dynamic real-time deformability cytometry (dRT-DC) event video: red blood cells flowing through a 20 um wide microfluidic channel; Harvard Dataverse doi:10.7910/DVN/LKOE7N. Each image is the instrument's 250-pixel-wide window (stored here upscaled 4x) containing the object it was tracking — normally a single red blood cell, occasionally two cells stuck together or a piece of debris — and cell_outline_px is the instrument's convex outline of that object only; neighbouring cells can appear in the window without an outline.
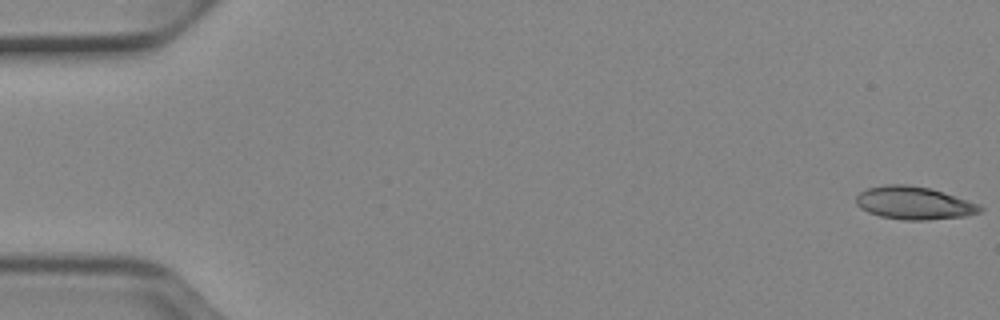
{"species": "Egyptian fruit bat (a non-hibernating species)", "species_latin": "Rousettus aegyptiacus", "temperature_condition": "cold", "stored_images_in_passage": 52, "camera_frame_rate_fps": 3000, "um_per_image_px": 0.085, "animal": {"sex": "female"}, "frame": {"image": 1, "passage_image": 1, "time_ms": 0.0, "image_size_px": [1000, 320], "cell_outline_px": [[984, 208], [980, 212], [964, 216], [924, 220], [904, 220], [880, 216], [868, 212], [860, 208], [856, 204], [856, 196], [860, 192], [868, 188], [884, 184], [908, 184], [932, 188], [980, 204]], "centroid_in_image_um": [77.69, 17.24], "position_along_channel_um": 7.3, "area_um2": 23.87}}
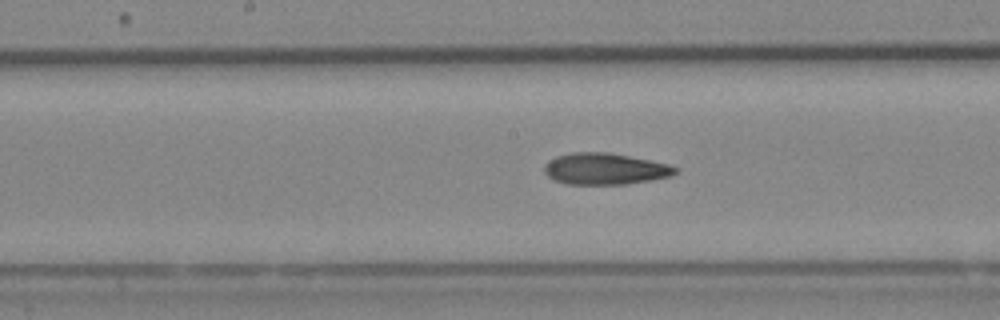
{"frame": {"image": 2, "passage_image": 27, "time_ms": 8.667, "image_size_px": [1000, 320], "cell_outline_px": [[680, 168], [672, 176], [652, 180], [628, 184], [568, 184], [556, 180], [548, 176], [544, 172], [544, 164], [548, 160], [556, 156], [572, 152], [608, 152], [668, 164]], "centroid_in_image_um": [51.42, 14.35], "position_along_channel_um": 196.8, "area_um2": 24.04}}
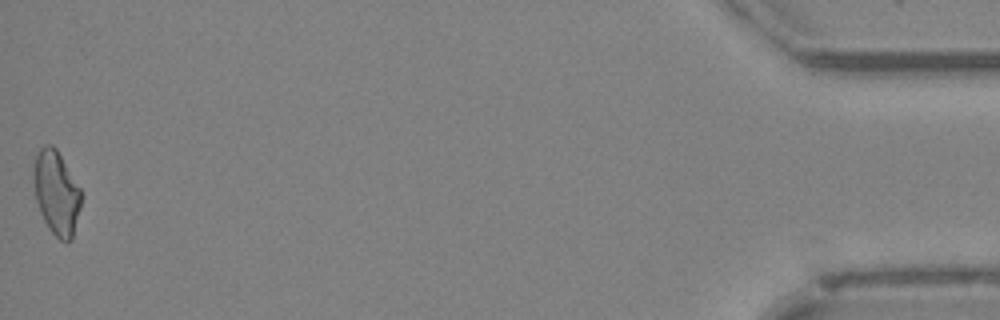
{"frame": {"image": 3, "passage_image": 52, "time_ms": 17.0, "image_size_px": [1000, 320], "cell_outline_px": [[80, 208], [72, 240], [68, 244], [60, 240], [48, 228], [40, 212], [36, 200], [32, 176], [32, 168], [36, 156], [40, 148], [44, 144], [52, 144], [56, 148], [80, 188]], "centroid_in_image_um": [4.77, 16.39], "position_along_channel_um": 430.4, "area_um2": 23.35}, "authors_computed_cell_mechanics": {"area_um2": 23.4957, "velocity_mm_per_s": 3.9313, "shape_relaxation_time_tau1_ms": null, "shape_relaxation_time_tau2_ms": 5.2397, "deformation_change_tau1": null, "deformation_change_tau2": 0.157}}